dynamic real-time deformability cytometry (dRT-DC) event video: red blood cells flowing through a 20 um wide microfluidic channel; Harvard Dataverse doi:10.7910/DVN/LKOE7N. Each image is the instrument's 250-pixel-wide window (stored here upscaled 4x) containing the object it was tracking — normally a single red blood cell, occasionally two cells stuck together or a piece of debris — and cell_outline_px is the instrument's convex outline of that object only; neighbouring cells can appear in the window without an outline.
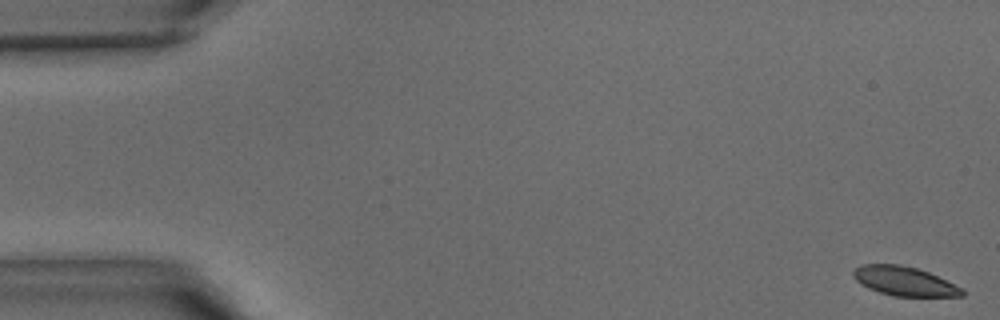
{"species": "common noctule bat (a hibernating species)", "species_latin": "Nyctalus noctula", "temperature_condition": "warm", "stored_images_in_passage": 11, "camera_frame_rate_fps": 3000, "um_per_image_px": 0.085, "animal": {"sex": "male", "body_mass_g": 15.6}, "frame": {"image": 1, "passage_image": 1, "time_ms": 0.0, "image_size_px": [1000, 320], "cell_outline_px": [[964, 296], [892, 296], [868, 288], [860, 284], [852, 276], [852, 272], [860, 264], [900, 264], [916, 268], [928, 272], [964, 288]], "centroid_in_image_um": [76.86, 23.9], "position_along_channel_um": 8.1, "area_um2": 18.55}}